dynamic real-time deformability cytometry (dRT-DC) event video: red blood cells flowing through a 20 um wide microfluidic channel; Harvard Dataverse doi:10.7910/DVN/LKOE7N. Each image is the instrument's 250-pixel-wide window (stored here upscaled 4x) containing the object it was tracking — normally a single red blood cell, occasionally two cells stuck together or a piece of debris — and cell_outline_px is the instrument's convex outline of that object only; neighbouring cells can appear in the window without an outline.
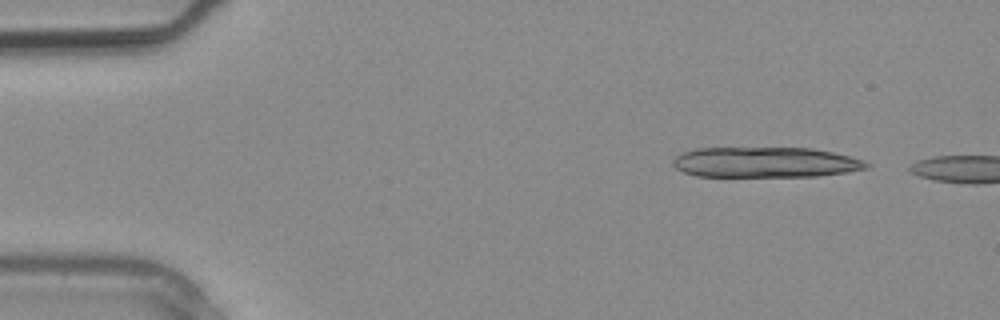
{"species": "common noctule bat (a hibernating species)", "species_latin": "Nyctalus noctula", "temperature_condition": "warm", "stored_images_in_passage": 4, "camera_frame_rate_fps": 3000, "um_per_image_px": 0.085, "animal": {"sex": "male", "body_mass_g": 20.4}, "frame": {"image": 1, "passage_image": 1, "time_ms": 0.0, "image_size_px": [1000, 320], "cell_outline_px": [[872, 164], [868, 168], [844, 172], [816, 176], [696, 176], [684, 172], [676, 168], [672, 164], [672, 160], [680, 152], [696, 148], [812, 148], [832, 152], [848, 156]], "centroid_in_image_um": [64.99, 13.79], "position_along_channel_um": 20.0, "area_um2": 34.16}}